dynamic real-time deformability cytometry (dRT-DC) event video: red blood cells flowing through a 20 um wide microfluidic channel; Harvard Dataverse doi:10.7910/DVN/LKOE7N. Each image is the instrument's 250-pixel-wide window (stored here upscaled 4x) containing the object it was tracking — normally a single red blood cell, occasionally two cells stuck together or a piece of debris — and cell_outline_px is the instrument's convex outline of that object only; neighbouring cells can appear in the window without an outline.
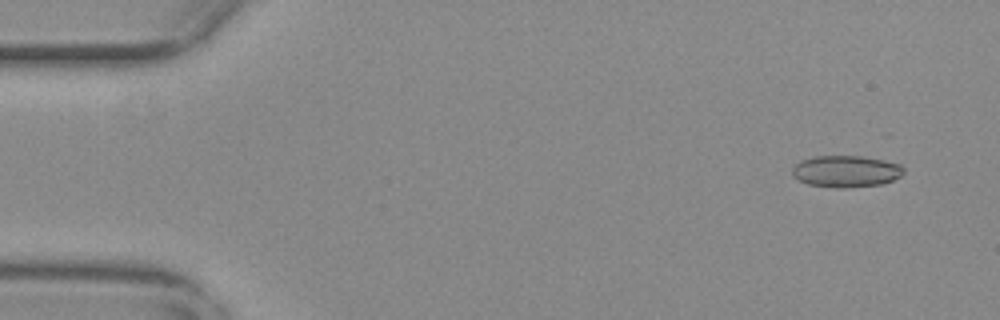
{"species": "common noctule bat (a hibernating species)", "species_latin": "Nyctalus noctula", "temperature_condition": "warm", "stored_images_in_passage": 37, "camera_frame_rate_fps": 3000, "um_per_image_px": 0.085, "animal": {"sex": "female", "body_mass_g": 29.2, "forearm_length_mm": 56.3}, "frame": {"image": 1, "passage_image": 4, "time_ms": 1.0, "image_size_px": [1000, 320], "cell_outline_px": [[904, 172], [900, 176], [892, 180], [880, 184], [844, 188], [836, 188], [808, 184], [792, 176], [792, 168], [800, 160], [816, 156], [860, 156], [884, 160], [900, 164], [904, 168]], "centroid_in_image_um": [71.9, 14.56], "position_along_channel_um": 13.1, "area_um2": 20.52}}
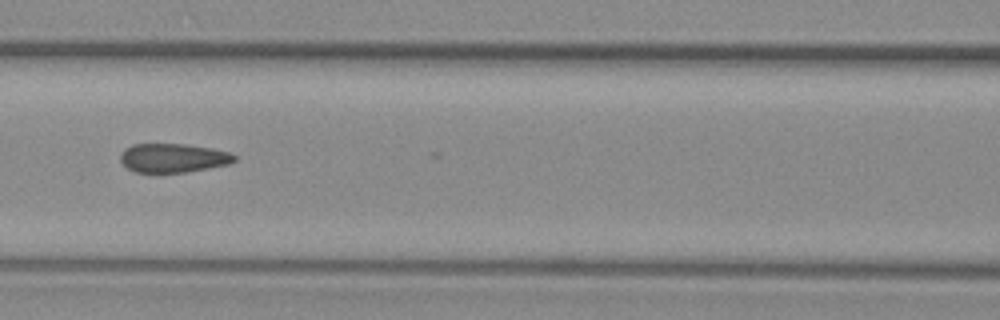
{"frame": {"image": 2, "passage_image": 25, "time_ms": 8.0, "image_size_px": [1000, 320], "cell_outline_px": [[236, 160], [228, 164], [188, 172], [136, 172], [128, 168], [120, 160], [120, 156], [124, 148], [132, 144], [184, 144], [212, 148], [228, 152], [236, 156]], "centroid_in_image_um": [14.71, 13.42], "position_along_channel_um": 151.9, "area_um2": 19.13}}
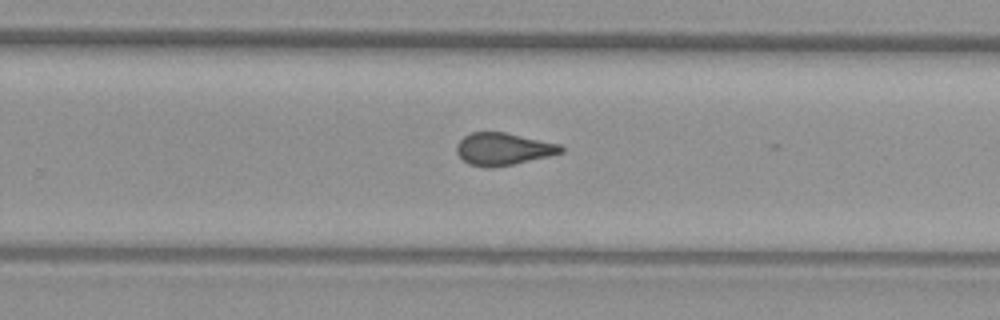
{"frame": {"image": 3, "passage_image": 36, "time_ms": 11.667, "image_size_px": [1000, 320], "cell_outline_px": [[564, 152], [548, 156], [512, 164], [488, 168], [468, 164], [456, 152], [456, 144], [464, 136], [472, 132], [504, 132], [560, 144], [564, 148]], "centroid_in_image_um": [42.75, 12.66], "position_along_channel_um": 287.0, "area_um2": 19.48}}